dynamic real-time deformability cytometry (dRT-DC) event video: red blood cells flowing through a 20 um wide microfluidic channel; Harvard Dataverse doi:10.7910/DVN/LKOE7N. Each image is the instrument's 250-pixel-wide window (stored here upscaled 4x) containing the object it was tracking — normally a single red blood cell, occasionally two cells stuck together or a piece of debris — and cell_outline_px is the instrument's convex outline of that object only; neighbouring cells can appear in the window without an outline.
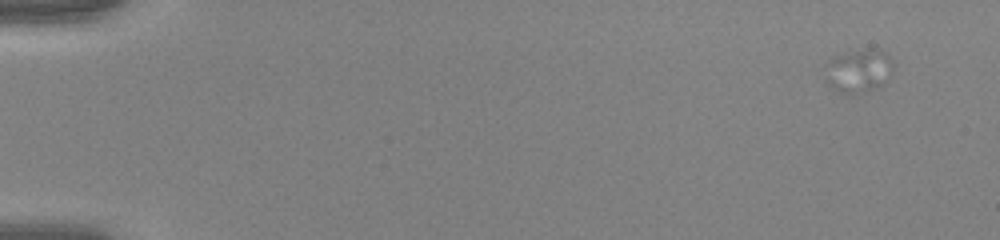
{"species": "human", "species_latin": "Homo sapiens", "temperature_condition": "warm", "stored_images_in_passage": 21, "camera_frame_rate_fps": 3000, "um_per_image_px": 0.085, "donor": {"sex": "female"}, "frame": {"image": 1, "passage_image": 4, "time_ms": 1.0, "image_size_px": [1000, 240], "cell_outline_px": [[896, 64], [892, 76], [876, 88], [852, 96], [844, 96], [828, 88], [824, 80], [824, 64], [836, 56], [872, 48], [884, 52]], "centroid_in_image_um": [72.94, 6.1], "position_along_channel_um": 12.1, "area_um2": 17.98}}